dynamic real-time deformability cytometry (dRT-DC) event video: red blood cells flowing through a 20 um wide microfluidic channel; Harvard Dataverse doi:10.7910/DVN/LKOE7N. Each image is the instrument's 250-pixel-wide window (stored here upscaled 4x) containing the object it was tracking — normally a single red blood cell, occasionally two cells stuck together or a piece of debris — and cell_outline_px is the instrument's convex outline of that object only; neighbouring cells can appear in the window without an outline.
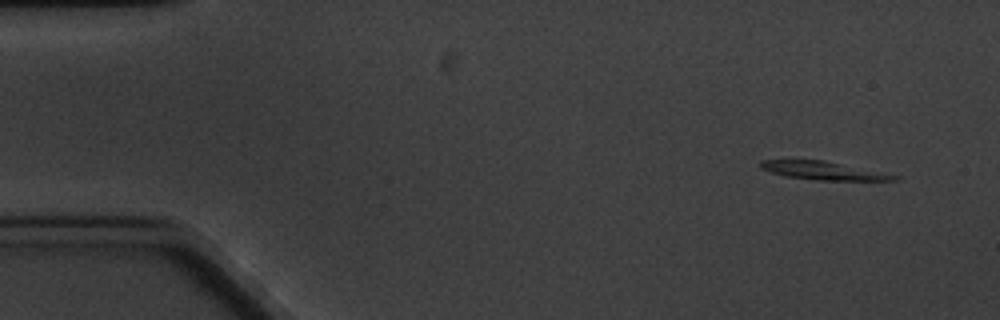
{"species": "common noctule bat (a hibernating species)", "species_latin": "Nyctalus noctula", "temperature_condition": "cold", "stored_images_in_passage": 5, "camera_frame_rate_fps": 3000, "um_per_image_px": 0.085, "animal": {"sex": "male", "body_mass_g": 20.1, "forearm_length_mm": 53.5}, "frame": {"image": 1, "passage_image": 1, "time_ms": 0.0, "image_size_px": [1000, 320], "cell_outline_px": [[900, 180], [816, 180], [784, 176], [760, 168], [756, 164], [760, 160], [824, 160], [900, 176]], "centroid_in_image_um": [69.92, 14.5], "position_along_channel_um": 15.1, "area_um2": 14.1}}
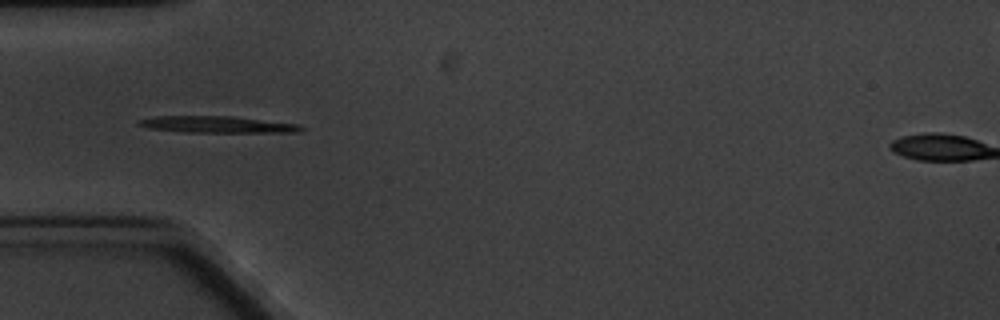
{"frame": {"image": 2, "passage_image": 5, "time_ms": 4.667, "image_size_px": [1000, 320], "cell_outline_px": [[304, 128], [300, 132], [184, 132], [148, 128], [136, 124], [136, 120], [156, 116], [232, 116], [300, 124]], "centroid_in_image_um": [18.45, 10.58], "position_along_channel_um": 66.6, "area_um2": 15.78}}